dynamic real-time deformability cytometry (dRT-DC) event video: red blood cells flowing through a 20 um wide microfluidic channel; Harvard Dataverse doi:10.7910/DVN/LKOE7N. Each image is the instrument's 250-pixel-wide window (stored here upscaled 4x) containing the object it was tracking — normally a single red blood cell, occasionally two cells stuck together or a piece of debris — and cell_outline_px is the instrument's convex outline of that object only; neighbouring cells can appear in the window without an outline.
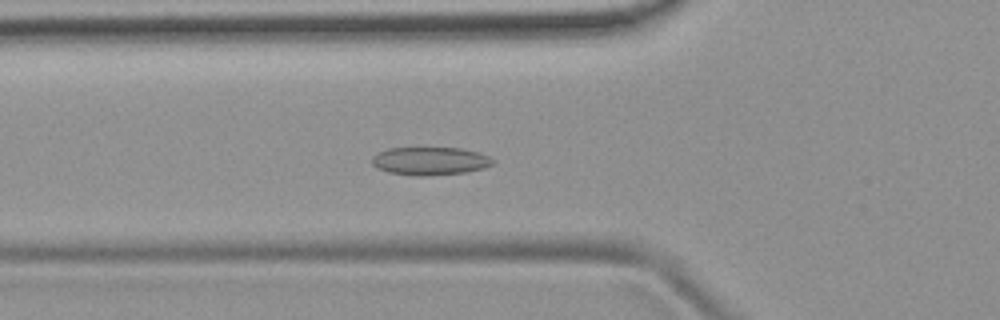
{"species": "common noctule bat (a hibernating species)", "species_latin": "Nyctalus noctula", "temperature_condition": "room temperature", "stored_images_in_passage": 53, "camera_frame_rate_fps": 3000, "um_per_image_px": 0.085, "animal": {"sex": "female", "body_mass_g": 19.9}, "frame": {"image": 1, "passage_image": 19, "time_ms": 6.0, "image_size_px": [1000, 320], "cell_outline_px": [[496, 160], [492, 164], [484, 168], [464, 172], [428, 176], [416, 176], [388, 172], [376, 168], [372, 164], [372, 156], [388, 148], [460, 148], [480, 152]], "centroid_in_image_um": [36.56, 13.69], "position_along_channel_um": 89.2, "area_um2": 19.83}}
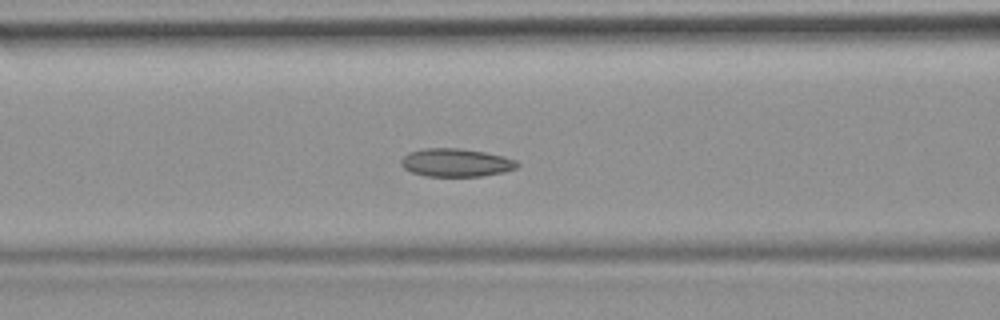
{"frame": {"image": 2, "passage_image": 22, "time_ms": 7.0, "image_size_px": [1000, 320], "cell_outline_px": [[520, 164], [516, 168], [504, 172], [480, 176], [424, 176], [412, 172], [404, 168], [400, 164], [400, 160], [408, 152], [424, 148], [460, 148], [484, 152], [504, 156], [516, 160]], "centroid_in_image_um": [38.75, 13.82], "position_along_channel_um": 127.9, "area_um2": 19.13}}
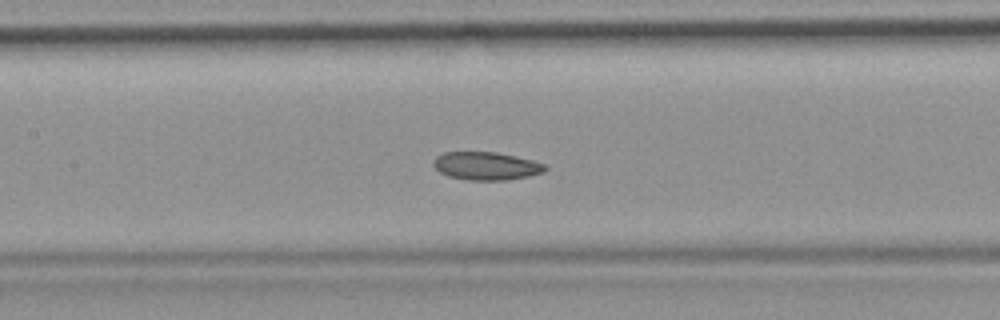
{"frame": {"image": 3, "passage_image": 25, "time_ms": 8.0, "image_size_px": [1000, 320], "cell_outline_px": [[548, 168], [544, 172], [528, 176], [508, 180], [468, 180], [448, 176], [440, 172], [432, 164], [432, 160], [436, 156], [444, 152], [496, 152], [516, 156], [532, 160], [544, 164]], "centroid_in_image_um": [41.31, 14.1], "position_along_channel_um": 166.1, "area_um2": 18.32}, "authors_computed_cell_mechanics": {"area_um2": 19.4208, "velocity_mm_per_s": 3.8305, "shape_relaxation_time_tau1_ms": null, "shape_relaxation_time_tau2_ms": 5.0228, "deformation_change_tau1": null, "deformation_change_tau2": 0.0704}}